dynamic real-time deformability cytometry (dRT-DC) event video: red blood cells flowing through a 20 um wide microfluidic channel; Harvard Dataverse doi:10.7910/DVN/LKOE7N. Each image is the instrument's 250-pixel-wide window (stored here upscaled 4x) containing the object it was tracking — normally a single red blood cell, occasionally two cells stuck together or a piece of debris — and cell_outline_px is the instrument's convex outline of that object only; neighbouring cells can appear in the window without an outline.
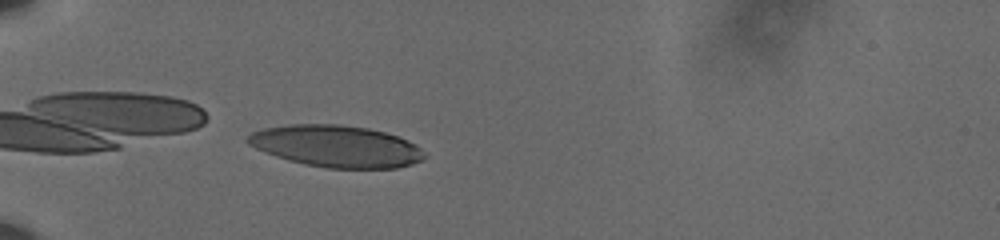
{"species": "human", "species_latin": "Homo sapiens", "temperature_condition": "cold", "stored_images_in_passage": 40, "camera_frame_rate_fps": 3000, "um_per_image_px": 0.085, "donor": {"sex": "male"}, "frame": {"image": 1, "passage_image": 1, "time_ms": 0.0, "image_size_px": [1000, 240], "cell_outline_px": [[428, 156], [412, 164], [396, 168], [328, 168], [304, 164], [288, 160], [264, 152], [248, 144], [244, 140], [252, 132], [264, 128], [288, 124], [336, 124], [368, 128], [384, 132], [408, 140], [416, 144]], "centroid_in_image_um": [28.57, 12.43], "position_along_channel_um": 56.4, "area_um2": 43.06}}
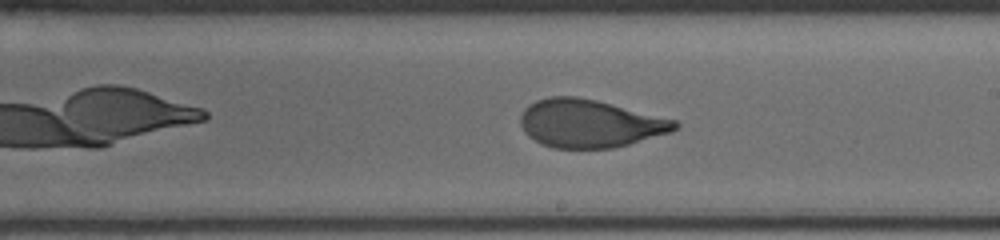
{"frame": {"image": 2, "passage_image": 18, "time_ms": 5.667, "image_size_px": [1000, 240], "cell_outline_px": [[680, 124], [672, 132], [628, 144], [612, 148], [552, 148], [540, 144], [528, 136], [524, 132], [520, 124], [520, 116], [524, 108], [528, 104], [536, 100], [548, 96], [576, 96], [596, 100], [676, 120]], "centroid_in_image_um": [50.08, 10.49], "position_along_channel_um": 238.9, "area_um2": 43.29}}
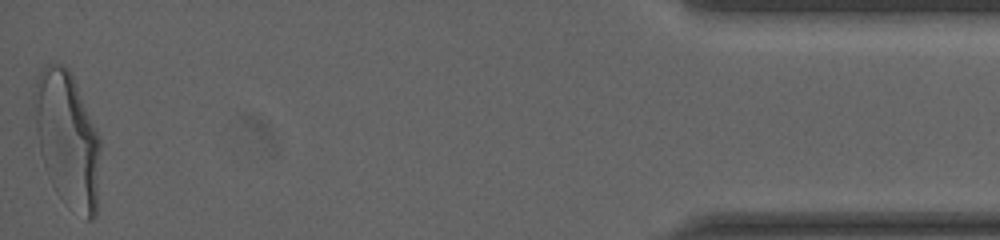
{"frame": {"image": 3, "passage_image": 40, "time_ms": 13.0, "image_size_px": [1000, 240], "cell_outline_px": [[100, 152], [96, 216], [92, 220], [88, 220], [60, 196], [56, 192], [44, 168], [40, 152], [36, 132], [32, 100], [32, 92], [36, 76], [44, 64], [60, 64], [68, 68], [72, 76], [96, 128], [100, 140]], "centroid_in_image_um": [5.69, 11.78], "position_along_channel_um": 429.5, "area_um2": 52.02}, "authors_computed_cell_mechanics": {"area_um2": 44.1303, "velocity_mm_per_s": 3.5964, "shape_relaxation_time_tau1_ms": 4.2624, "shape_relaxation_time_tau2_ms": 0.8228, "deformation_change_tau1": 0.1814, "deformation_change_tau2": 0.0625}}